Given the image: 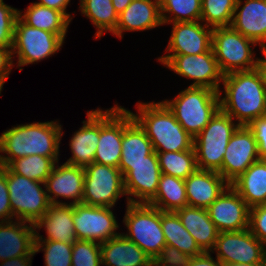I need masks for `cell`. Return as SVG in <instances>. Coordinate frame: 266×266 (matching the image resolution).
<instances>
[{
	"label": "cell",
	"mask_w": 266,
	"mask_h": 266,
	"mask_svg": "<svg viewBox=\"0 0 266 266\" xmlns=\"http://www.w3.org/2000/svg\"><path fill=\"white\" fill-rule=\"evenodd\" d=\"M222 86L220 109L240 126L266 115V83L259 67L225 74Z\"/></svg>",
	"instance_id": "1"
},
{
	"label": "cell",
	"mask_w": 266,
	"mask_h": 266,
	"mask_svg": "<svg viewBox=\"0 0 266 266\" xmlns=\"http://www.w3.org/2000/svg\"><path fill=\"white\" fill-rule=\"evenodd\" d=\"M63 136L59 120L12 126L0 135V166L34 154L59 157Z\"/></svg>",
	"instance_id": "2"
},
{
	"label": "cell",
	"mask_w": 266,
	"mask_h": 266,
	"mask_svg": "<svg viewBox=\"0 0 266 266\" xmlns=\"http://www.w3.org/2000/svg\"><path fill=\"white\" fill-rule=\"evenodd\" d=\"M131 111L133 118L145 130L155 152H179L193 148L190 136L162 102H140Z\"/></svg>",
	"instance_id": "3"
},
{
	"label": "cell",
	"mask_w": 266,
	"mask_h": 266,
	"mask_svg": "<svg viewBox=\"0 0 266 266\" xmlns=\"http://www.w3.org/2000/svg\"><path fill=\"white\" fill-rule=\"evenodd\" d=\"M127 232L121 234L138 245L153 262H166V240L161 210L147 203H126L122 221Z\"/></svg>",
	"instance_id": "4"
},
{
	"label": "cell",
	"mask_w": 266,
	"mask_h": 266,
	"mask_svg": "<svg viewBox=\"0 0 266 266\" xmlns=\"http://www.w3.org/2000/svg\"><path fill=\"white\" fill-rule=\"evenodd\" d=\"M162 102L173 113L184 130L195 138L220 109L218 91L206 87H186L175 98Z\"/></svg>",
	"instance_id": "5"
},
{
	"label": "cell",
	"mask_w": 266,
	"mask_h": 266,
	"mask_svg": "<svg viewBox=\"0 0 266 266\" xmlns=\"http://www.w3.org/2000/svg\"><path fill=\"white\" fill-rule=\"evenodd\" d=\"M240 125L219 109L205 128L193 138L198 169L219 172L228 142Z\"/></svg>",
	"instance_id": "6"
},
{
	"label": "cell",
	"mask_w": 266,
	"mask_h": 266,
	"mask_svg": "<svg viewBox=\"0 0 266 266\" xmlns=\"http://www.w3.org/2000/svg\"><path fill=\"white\" fill-rule=\"evenodd\" d=\"M254 41L244 37L232 26L213 28L212 50L220 71L225 75L234 71H250L259 67Z\"/></svg>",
	"instance_id": "7"
},
{
	"label": "cell",
	"mask_w": 266,
	"mask_h": 266,
	"mask_svg": "<svg viewBox=\"0 0 266 266\" xmlns=\"http://www.w3.org/2000/svg\"><path fill=\"white\" fill-rule=\"evenodd\" d=\"M13 220L35 224L50 208L45 183L13 173L6 166Z\"/></svg>",
	"instance_id": "8"
},
{
	"label": "cell",
	"mask_w": 266,
	"mask_h": 266,
	"mask_svg": "<svg viewBox=\"0 0 266 266\" xmlns=\"http://www.w3.org/2000/svg\"><path fill=\"white\" fill-rule=\"evenodd\" d=\"M64 39L56 33H51L25 24L19 17L15 23L12 53L16 60V68L22 71V66L36 64L58 53L64 45Z\"/></svg>",
	"instance_id": "9"
},
{
	"label": "cell",
	"mask_w": 266,
	"mask_h": 266,
	"mask_svg": "<svg viewBox=\"0 0 266 266\" xmlns=\"http://www.w3.org/2000/svg\"><path fill=\"white\" fill-rule=\"evenodd\" d=\"M121 196H126L127 201L124 177L119 168L96 162L84 168L82 204L114 208Z\"/></svg>",
	"instance_id": "10"
},
{
	"label": "cell",
	"mask_w": 266,
	"mask_h": 266,
	"mask_svg": "<svg viewBox=\"0 0 266 266\" xmlns=\"http://www.w3.org/2000/svg\"><path fill=\"white\" fill-rule=\"evenodd\" d=\"M112 207L73 205V223L77 240L104 243L119 236L120 228Z\"/></svg>",
	"instance_id": "11"
},
{
	"label": "cell",
	"mask_w": 266,
	"mask_h": 266,
	"mask_svg": "<svg viewBox=\"0 0 266 266\" xmlns=\"http://www.w3.org/2000/svg\"><path fill=\"white\" fill-rule=\"evenodd\" d=\"M178 76L193 80L189 87H206L220 91L224 74L213 50L198 55H175L165 65Z\"/></svg>",
	"instance_id": "12"
},
{
	"label": "cell",
	"mask_w": 266,
	"mask_h": 266,
	"mask_svg": "<svg viewBox=\"0 0 266 266\" xmlns=\"http://www.w3.org/2000/svg\"><path fill=\"white\" fill-rule=\"evenodd\" d=\"M223 264L264 263L266 247L248 229L219 232L214 248L210 251Z\"/></svg>",
	"instance_id": "13"
},
{
	"label": "cell",
	"mask_w": 266,
	"mask_h": 266,
	"mask_svg": "<svg viewBox=\"0 0 266 266\" xmlns=\"http://www.w3.org/2000/svg\"><path fill=\"white\" fill-rule=\"evenodd\" d=\"M166 53L157 58L163 66L175 55H198L212 49L213 28L201 21L171 23Z\"/></svg>",
	"instance_id": "14"
},
{
	"label": "cell",
	"mask_w": 266,
	"mask_h": 266,
	"mask_svg": "<svg viewBox=\"0 0 266 266\" xmlns=\"http://www.w3.org/2000/svg\"><path fill=\"white\" fill-rule=\"evenodd\" d=\"M124 131V106L117 103L106 110L99 108V141L94 162L119 167Z\"/></svg>",
	"instance_id": "15"
},
{
	"label": "cell",
	"mask_w": 266,
	"mask_h": 266,
	"mask_svg": "<svg viewBox=\"0 0 266 266\" xmlns=\"http://www.w3.org/2000/svg\"><path fill=\"white\" fill-rule=\"evenodd\" d=\"M260 160L253 132L247 126H239L231 136L218 172L229 184Z\"/></svg>",
	"instance_id": "16"
},
{
	"label": "cell",
	"mask_w": 266,
	"mask_h": 266,
	"mask_svg": "<svg viewBox=\"0 0 266 266\" xmlns=\"http://www.w3.org/2000/svg\"><path fill=\"white\" fill-rule=\"evenodd\" d=\"M161 174L155 151L146 161L128 163V170L123 174L127 202L148 204L156 195Z\"/></svg>",
	"instance_id": "17"
},
{
	"label": "cell",
	"mask_w": 266,
	"mask_h": 266,
	"mask_svg": "<svg viewBox=\"0 0 266 266\" xmlns=\"http://www.w3.org/2000/svg\"><path fill=\"white\" fill-rule=\"evenodd\" d=\"M206 209L219 232L249 228L250 208L231 185Z\"/></svg>",
	"instance_id": "18"
},
{
	"label": "cell",
	"mask_w": 266,
	"mask_h": 266,
	"mask_svg": "<svg viewBox=\"0 0 266 266\" xmlns=\"http://www.w3.org/2000/svg\"><path fill=\"white\" fill-rule=\"evenodd\" d=\"M60 165V166H59ZM46 192L51 204H78L82 203L84 194V168L68 163L56 162L46 182ZM71 199L69 202L58 200Z\"/></svg>",
	"instance_id": "19"
},
{
	"label": "cell",
	"mask_w": 266,
	"mask_h": 266,
	"mask_svg": "<svg viewBox=\"0 0 266 266\" xmlns=\"http://www.w3.org/2000/svg\"><path fill=\"white\" fill-rule=\"evenodd\" d=\"M161 225L166 240V262L179 263L204 253L176 212L161 211Z\"/></svg>",
	"instance_id": "20"
},
{
	"label": "cell",
	"mask_w": 266,
	"mask_h": 266,
	"mask_svg": "<svg viewBox=\"0 0 266 266\" xmlns=\"http://www.w3.org/2000/svg\"><path fill=\"white\" fill-rule=\"evenodd\" d=\"M231 26L266 49V0H237Z\"/></svg>",
	"instance_id": "21"
},
{
	"label": "cell",
	"mask_w": 266,
	"mask_h": 266,
	"mask_svg": "<svg viewBox=\"0 0 266 266\" xmlns=\"http://www.w3.org/2000/svg\"><path fill=\"white\" fill-rule=\"evenodd\" d=\"M163 26L159 0H133L118 15L116 29L111 35L122 40L124 32L152 30Z\"/></svg>",
	"instance_id": "22"
},
{
	"label": "cell",
	"mask_w": 266,
	"mask_h": 266,
	"mask_svg": "<svg viewBox=\"0 0 266 266\" xmlns=\"http://www.w3.org/2000/svg\"><path fill=\"white\" fill-rule=\"evenodd\" d=\"M82 127L72 134L69 141L72 156L65 163L86 168L94 162L99 141V107L86 113Z\"/></svg>",
	"instance_id": "23"
},
{
	"label": "cell",
	"mask_w": 266,
	"mask_h": 266,
	"mask_svg": "<svg viewBox=\"0 0 266 266\" xmlns=\"http://www.w3.org/2000/svg\"><path fill=\"white\" fill-rule=\"evenodd\" d=\"M34 243V224L19 220L0 222L1 261L24 255H36Z\"/></svg>",
	"instance_id": "24"
},
{
	"label": "cell",
	"mask_w": 266,
	"mask_h": 266,
	"mask_svg": "<svg viewBox=\"0 0 266 266\" xmlns=\"http://www.w3.org/2000/svg\"><path fill=\"white\" fill-rule=\"evenodd\" d=\"M72 219L73 205L51 204L43 217L34 224L35 240H50L73 244L77 237ZM43 227L46 231V237L44 238L43 235L39 234Z\"/></svg>",
	"instance_id": "25"
},
{
	"label": "cell",
	"mask_w": 266,
	"mask_h": 266,
	"mask_svg": "<svg viewBox=\"0 0 266 266\" xmlns=\"http://www.w3.org/2000/svg\"><path fill=\"white\" fill-rule=\"evenodd\" d=\"M188 206L208 208L230 185L218 172L196 169L185 180Z\"/></svg>",
	"instance_id": "26"
},
{
	"label": "cell",
	"mask_w": 266,
	"mask_h": 266,
	"mask_svg": "<svg viewBox=\"0 0 266 266\" xmlns=\"http://www.w3.org/2000/svg\"><path fill=\"white\" fill-rule=\"evenodd\" d=\"M121 161L119 170L124 174L128 163H139L148 160L154 149L145 130L133 118L131 111L124 108V131L121 144Z\"/></svg>",
	"instance_id": "27"
},
{
	"label": "cell",
	"mask_w": 266,
	"mask_h": 266,
	"mask_svg": "<svg viewBox=\"0 0 266 266\" xmlns=\"http://www.w3.org/2000/svg\"><path fill=\"white\" fill-rule=\"evenodd\" d=\"M103 266H151L152 259L122 234L100 243Z\"/></svg>",
	"instance_id": "28"
},
{
	"label": "cell",
	"mask_w": 266,
	"mask_h": 266,
	"mask_svg": "<svg viewBox=\"0 0 266 266\" xmlns=\"http://www.w3.org/2000/svg\"><path fill=\"white\" fill-rule=\"evenodd\" d=\"M176 213L198 246L204 252H210L214 248L219 231L211 221L207 209L185 206Z\"/></svg>",
	"instance_id": "29"
},
{
	"label": "cell",
	"mask_w": 266,
	"mask_h": 266,
	"mask_svg": "<svg viewBox=\"0 0 266 266\" xmlns=\"http://www.w3.org/2000/svg\"><path fill=\"white\" fill-rule=\"evenodd\" d=\"M230 185L249 208L266 203V160L254 162Z\"/></svg>",
	"instance_id": "30"
},
{
	"label": "cell",
	"mask_w": 266,
	"mask_h": 266,
	"mask_svg": "<svg viewBox=\"0 0 266 266\" xmlns=\"http://www.w3.org/2000/svg\"><path fill=\"white\" fill-rule=\"evenodd\" d=\"M24 12V13H23ZM18 17L27 25L56 33L64 40L71 21L61 12L53 8L38 5L33 2L22 11L18 10Z\"/></svg>",
	"instance_id": "31"
},
{
	"label": "cell",
	"mask_w": 266,
	"mask_h": 266,
	"mask_svg": "<svg viewBox=\"0 0 266 266\" xmlns=\"http://www.w3.org/2000/svg\"><path fill=\"white\" fill-rule=\"evenodd\" d=\"M148 204L165 212H176L188 206L185 181L162 173L156 195Z\"/></svg>",
	"instance_id": "32"
},
{
	"label": "cell",
	"mask_w": 266,
	"mask_h": 266,
	"mask_svg": "<svg viewBox=\"0 0 266 266\" xmlns=\"http://www.w3.org/2000/svg\"><path fill=\"white\" fill-rule=\"evenodd\" d=\"M79 10L96 28L94 39H100L106 33H112L118 23L112 0H79Z\"/></svg>",
	"instance_id": "33"
},
{
	"label": "cell",
	"mask_w": 266,
	"mask_h": 266,
	"mask_svg": "<svg viewBox=\"0 0 266 266\" xmlns=\"http://www.w3.org/2000/svg\"><path fill=\"white\" fill-rule=\"evenodd\" d=\"M60 157L30 155L13 160L7 167L15 174L45 183Z\"/></svg>",
	"instance_id": "34"
},
{
	"label": "cell",
	"mask_w": 266,
	"mask_h": 266,
	"mask_svg": "<svg viewBox=\"0 0 266 266\" xmlns=\"http://www.w3.org/2000/svg\"><path fill=\"white\" fill-rule=\"evenodd\" d=\"M161 173L185 180L196 169L194 147L179 152H156Z\"/></svg>",
	"instance_id": "35"
},
{
	"label": "cell",
	"mask_w": 266,
	"mask_h": 266,
	"mask_svg": "<svg viewBox=\"0 0 266 266\" xmlns=\"http://www.w3.org/2000/svg\"><path fill=\"white\" fill-rule=\"evenodd\" d=\"M163 25L201 21V0H159Z\"/></svg>",
	"instance_id": "36"
},
{
	"label": "cell",
	"mask_w": 266,
	"mask_h": 266,
	"mask_svg": "<svg viewBox=\"0 0 266 266\" xmlns=\"http://www.w3.org/2000/svg\"><path fill=\"white\" fill-rule=\"evenodd\" d=\"M237 0H201V22L211 28L231 26Z\"/></svg>",
	"instance_id": "37"
},
{
	"label": "cell",
	"mask_w": 266,
	"mask_h": 266,
	"mask_svg": "<svg viewBox=\"0 0 266 266\" xmlns=\"http://www.w3.org/2000/svg\"><path fill=\"white\" fill-rule=\"evenodd\" d=\"M44 252L45 266H72V244L50 241L35 240L34 253Z\"/></svg>",
	"instance_id": "38"
},
{
	"label": "cell",
	"mask_w": 266,
	"mask_h": 266,
	"mask_svg": "<svg viewBox=\"0 0 266 266\" xmlns=\"http://www.w3.org/2000/svg\"><path fill=\"white\" fill-rule=\"evenodd\" d=\"M72 266H102L100 243L76 240L72 244Z\"/></svg>",
	"instance_id": "39"
},
{
	"label": "cell",
	"mask_w": 266,
	"mask_h": 266,
	"mask_svg": "<svg viewBox=\"0 0 266 266\" xmlns=\"http://www.w3.org/2000/svg\"><path fill=\"white\" fill-rule=\"evenodd\" d=\"M18 9L0 2V46L11 48Z\"/></svg>",
	"instance_id": "40"
},
{
	"label": "cell",
	"mask_w": 266,
	"mask_h": 266,
	"mask_svg": "<svg viewBox=\"0 0 266 266\" xmlns=\"http://www.w3.org/2000/svg\"><path fill=\"white\" fill-rule=\"evenodd\" d=\"M249 230L266 247V203L249 209Z\"/></svg>",
	"instance_id": "41"
},
{
	"label": "cell",
	"mask_w": 266,
	"mask_h": 266,
	"mask_svg": "<svg viewBox=\"0 0 266 266\" xmlns=\"http://www.w3.org/2000/svg\"><path fill=\"white\" fill-rule=\"evenodd\" d=\"M13 214L6 179V166H0V222L12 221Z\"/></svg>",
	"instance_id": "42"
},
{
	"label": "cell",
	"mask_w": 266,
	"mask_h": 266,
	"mask_svg": "<svg viewBox=\"0 0 266 266\" xmlns=\"http://www.w3.org/2000/svg\"><path fill=\"white\" fill-rule=\"evenodd\" d=\"M247 127L253 132L260 159L266 160V115L253 120Z\"/></svg>",
	"instance_id": "43"
},
{
	"label": "cell",
	"mask_w": 266,
	"mask_h": 266,
	"mask_svg": "<svg viewBox=\"0 0 266 266\" xmlns=\"http://www.w3.org/2000/svg\"><path fill=\"white\" fill-rule=\"evenodd\" d=\"M14 68V59L11 48L0 46V84L4 86L12 69Z\"/></svg>",
	"instance_id": "44"
},
{
	"label": "cell",
	"mask_w": 266,
	"mask_h": 266,
	"mask_svg": "<svg viewBox=\"0 0 266 266\" xmlns=\"http://www.w3.org/2000/svg\"><path fill=\"white\" fill-rule=\"evenodd\" d=\"M211 252H204L201 255L185 258L179 262V266H224Z\"/></svg>",
	"instance_id": "45"
},
{
	"label": "cell",
	"mask_w": 266,
	"mask_h": 266,
	"mask_svg": "<svg viewBox=\"0 0 266 266\" xmlns=\"http://www.w3.org/2000/svg\"><path fill=\"white\" fill-rule=\"evenodd\" d=\"M71 0H38V5L49 7L61 11L71 22L73 15L67 12V6L70 5Z\"/></svg>",
	"instance_id": "46"
},
{
	"label": "cell",
	"mask_w": 266,
	"mask_h": 266,
	"mask_svg": "<svg viewBox=\"0 0 266 266\" xmlns=\"http://www.w3.org/2000/svg\"><path fill=\"white\" fill-rule=\"evenodd\" d=\"M35 255H24L2 261L0 266H31Z\"/></svg>",
	"instance_id": "47"
},
{
	"label": "cell",
	"mask_w": 266,
	"mask_h": 266,
	"mask_svg": "<svg viewBox=\"0 0 266 266\" xmlns=\"http://www.w3.org/2000/svg\"><path fill=\"white\" fill-rule=\"evenodd\" d=\"M133 0H112L114 9L120 15Z\"/></svg>",
	"instance_id": "48"
},
{
	"label": "cell",
	"mask_w": 266,
	"mask_h": 266,
	"mask_svg": "<svg viewBox=\"0 0 266 266\" xmlns=\"http://www.w3.org/2000/svg\"><path fill=\"white\" fill-rule=\"evenodd\" d=\"M260 52L263 55V58L260 57L259 68L262 70L266 83V49H262Z\"/></svg>",
	"instance_id": "49"
},
{
	"label": "cell",
	"mask_w": 266,
	"mask_h": 266,
	"mask_svg": "<svg viewBox=\"0 0 266 266\" xmlns=\"http://www.w3.org/2000/svg\"><path fill=\"white\" fill-rule=\"evenodd\" d=\"M224 266H264V263H230V264H224Z\"/></svg>",
	"instance_id": "50"
},
{
	"label": "cell",
	"mask_w": 266,
	"mask_h": 266,
	"mask_svg": "<svg viewBox=\"0 0 266 266\" xmlns=\"http://www.w3.org/2000/svg\"><path fill=\"white\" fill-rule=\"evenodd\" d=\"M151 266H179V263H174V262H154Z\"/></svg>",
	"instance_id": "51"
},
{
	"label": "cell",
	"mask_w": 266,
	"mask_h": 266,
	"mask_svg": "<svg viewBox=\"0 0 266 266\" xmlns=\"http://www.w3.org/2000/svg\"><path fill=\"white\" fill-rule=\"evenodd\" d=\"M3 85L0 84V96H1V92L3 91Z\"/></svg>",
	"instance_id": "52"
}]
</instances>
